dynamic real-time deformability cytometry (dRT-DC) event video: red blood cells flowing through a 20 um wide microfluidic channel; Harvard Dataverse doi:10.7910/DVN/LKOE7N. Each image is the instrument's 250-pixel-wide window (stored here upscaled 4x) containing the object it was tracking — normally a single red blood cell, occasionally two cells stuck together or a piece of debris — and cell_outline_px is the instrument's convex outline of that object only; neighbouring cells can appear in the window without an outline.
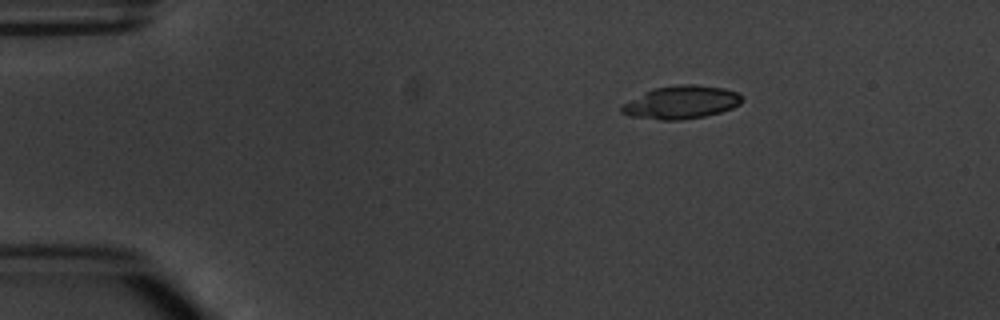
{"species": "common noctule bat (a hibernating species)", "species_latin": "Nyctalus noctula", "temperature_condition": "warm", "stored_images_in_passage": 4, "camera_frame_rate_fps": 3000, "um_per_image_px": 0.085, "animal": {"sex": "male", "body_mass_g": 20.1, "forearm_length_mm": 53.5}, "frame": {"image": 1, "passage_image": 1, "time_ms": 0.0, "image_size_px": [1000, 320], "cell_outline_px": [[744, 100], [740, 104], [732, 108], [720, 112], [704, 116], [680, 120], [660, 120], [628, 116], [620, 112], [620, 108], [624, 104], [644, 92], [652, 88], [680, 84], [692, 84], [724, 88], [736, 92]], "centroid_in_image_um": [57.89, 8.7], "position_along_channel_um": 27.1, "area_um2": 23.12}}
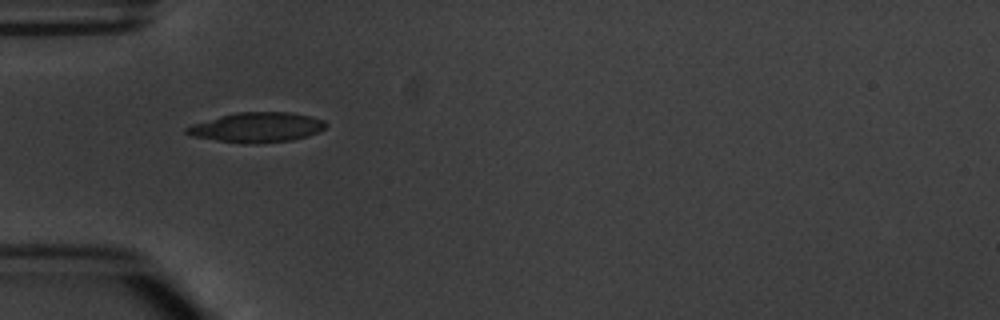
{"frame": {"image": 2, "passage_image": 3, "time_ms": 2.667, "image_size_px": [1000, 320], "cell_outline_px": [[328, 124], [324, 128], [308, 136], [292, 140], [248, 144], [240, 144], [192, 136], [184, 132], [184, 128], [192, 124], [220, 116], [236, 112], [288, 112], [308, 116], [324, 120]], "centroid_in_image_um": [21.8, 10.83], "position_along_channel_um": 63.2, "area_um2": 24.16}}